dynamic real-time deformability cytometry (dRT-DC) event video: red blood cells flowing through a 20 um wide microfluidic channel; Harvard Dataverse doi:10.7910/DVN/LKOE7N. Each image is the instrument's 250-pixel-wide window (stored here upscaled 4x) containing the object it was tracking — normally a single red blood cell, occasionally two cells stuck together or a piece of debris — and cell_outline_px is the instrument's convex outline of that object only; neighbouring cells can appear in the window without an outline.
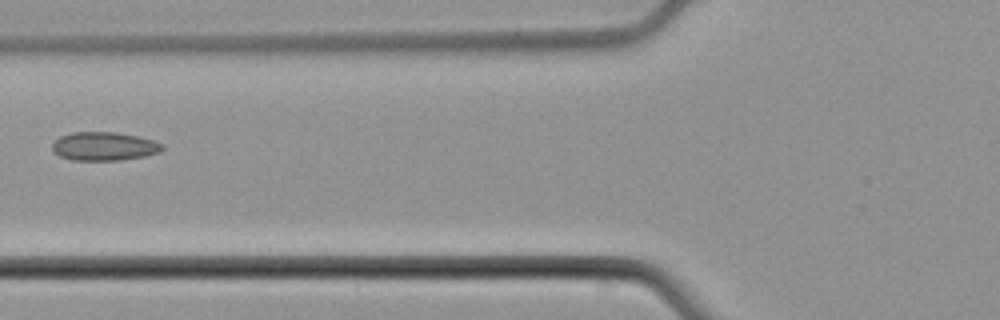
{"species": "common noctule bat (a hibernating species)", "species_latin": "Nyctalus noctula", "temperature_condition": "cold", "stored_images_in_passage": 5, "camera_frame_rate_fps": 3000, "um_per_image_px": 0.085, "animal": {"sex": "male", "body_mass_g": 21.5, "forearm_length_mm": 52.0}, "frame": {"image": 1, "passage_image": 5, "time_ms": 4.667, "image_size_px": [1000, 320], "cell_outline_px": [[164, 148], [160, 152], [144, 156], [120, 160], [72, 160], [60, 156], [52, 152], [52, 144], [60, 136], [72, 132], [116, 132], [140, 136], [156, 140], [164, 144]], "centroid_in_image_um": [8.88, 12.43], "position_along_channel_um": 116.9, "area_um2": 18.55}}